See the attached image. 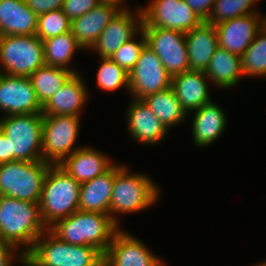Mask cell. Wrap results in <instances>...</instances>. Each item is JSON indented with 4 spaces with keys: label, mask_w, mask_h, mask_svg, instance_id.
I'll return each mask as SVG.
<instances>
[{
    "label": "cell",
    "mask_w": 266,
    "mask_h": 266,
    "mask_svg": "<svg viewBox=\"0 0 266 266\" xmlns=\"http://www.w3.org/2000/svg\"><path fill=\"white\" fill-rule=\"evenodd\" d=\"M42 221L39 203L0 196L1 241L13 245L26 246L19 256L25 266V255L32 249L36 240L46 231Z\"/></svg>",
    "instance_id": "obj_1"
},
{
    "label": "cell",
    "mask_w": 266,
    "mask_h": 266,
    "mask_svg": "<svg viewBox=\"0 0 266 266\" xmlns=\"http://www.w3.org/2000/svg\"><path fill=\"white\" fill-rule=\"evenodd\" d=\"M47 230L63 242L93 246L104 255L119 228L109 214L77 210Z\"/></svg>",
    "instance_id": "obj_2"
},
{
    "label": "cell",
    "mask_w": 266,
    "mask_h": 266,
    "mask_svg": "<svg viewBox=\"0 0 266 266\" xmlns=\"http://www.w3.org/2000/svg\"><path fill=\"white\" fill-rule=\"evenodd\" d=\"M81 184L59 165H50L39 201L40 213L47 228L79 210Z\"/></svg>",
    "instance_id": "obj_3"
},
{
    "label": "cell",
    "mask_w": 266,
    "mask_h": 266,
    "mask_svg": "<svg viewBox=\"0 0 266 266\" xmlns=\"http://www.w3.org/2000/svg\"><path fill=\"white\" fill-rule=\"evenodd\" d=\"M25 255V266H103L104 255L95 247L63 242L49 230Z\"/></svg>",
    "instance_id": "obj_4"
},
{
    "label": "cell",
    "mask_w": 266,
    "mask_h": 266,
    "mask_svg": "<svg viewBox=\"0 0 266 266\" xmlns=\"http://www.w3.org/2000/svg\"><path fill=\"white\" fill-rule=\"evenodd\" d=\"M12 161H43V114H13L0 120Z\"/></svg>",
    "instance_id": "obj_5"
},
{
    "label": "cell",
    "mask_w": 266,
    "mask_h": 266,
    "mask_svg": "<svg viewBox=\"0 0 266 266\" xmlns=\"http://www.w3.org/2000/svg\"><path fill=\"white\" fill-rule=\"evenodd\" d=\"M159 191L148 176L130 174L126 166H117L110 203L111 218L118 225V219L113 217L114 214L134 213L148 208L155 204Z\"/></svg>",
    "instance_id": "obj_6"
},
{
    "label": "cell",
    "mask_w": 266,
    "mask_h": 266,
    "mask_svg": "<svg viewBox=\"0 0 266 266\" xmlns=\"http://www.w3.org/2000/svg\"><path fill=\"white\" fill-rule=\"evenodd\" d=\"M50 165L45 161H12L0 164V196L39 203Z\"/></svg>",
    "instance_id": "obj_7"
},
{
    "label": "cell",
    "mask_w": 266,
    "mask_h": 266,
    "mask_svg": "<svg viewBox=\"0 0 266 266\" xmlns=\"http://www.w3.org/2000/svg\"><path fill=\"white\" fill-rule=\"evenodd\" d=\"M0 62L5 74L29 77L45 65L43 41L36 34L0 36Z\"/></svg>",
    "instance_id": "obj_8"
},
{
    "label": "cell",
    "mask_w": 266,
    "mask_h": 266,
    "mask_svg": "<svg viewBox=\"0 0 266 266\" xmlns=\"http://www.w3.org/2000/svg\"><path fill=\"white\" fill-rule=\"evenodd\" d=\"M80 116L43 115V161L59 165L77 149H72L80 128Z\"/></svg>",
    "instance_id": "obj_9"
},
{
    "label": "cell",
    "mask_w": 266,
    "mask_h": 266,
    "mask_svg": "<svg viewBox=\"0 0 266 266\" xmlns=\"http://www.w3.org/2000/svg\"><path fill=\"white\" fill-rule=\"evenodd\" d=\"M142 30L146 45L157 54L172 77L190 70L185 33L150 26H142Z\"/></svg>",
    "instance_id": "obj_10"
},
{
    "label": "cell",
    "mask_w": 266,
    "mask_h": 266,
    "mask_svg": "<svg viewBox=\"0 0 266 266\" xmlns=\"http://www.w3.org/2000/svg\"><path fill=\"white\" fill-rule=\"evenodd\" d=\"M172 76L157 54L147 45L142 49L133 70L129 73V91L134 99L142 98L171 87Z\"/></svg>",
    "instance_id": "obj_11"
},
{
    "label": "cell",
    "mask_w": 266,
    "mask_h": 266,
    "mask_svg": "<svg viewBox=\"0 0 266 266\" xmlns=\"http://www.w3.org/2000/svg\"><path fill=\"white\" fill-rule=\"evenodd\" d=\"M150 6L140 8L143 25L186 33L204 21L184 0H152Z\"/></svg>",
    "instance_id": "obj_12"
},
{
    "label": "cell",
    "mask_w": 266,
    "mask_h": 266,
    "mask_svg": "<svg viewBox=\"0 0 266 266\" xmlns=\"http://www.w3.org/2000/svg\"><path fill=\"white\" fill-rule=\"evenodd\" d=\"M0 109L5 115L42 113L29 77L0 72Z\"/></svg>",
    "instance_id": "obj_13"
},
{
    "label": "cell",
    "mask_w": 266,
    "mask_h": 266,
    "mask_svg": "<svg viewBox=\"0 0 266 266\" xmlns=\"http://www.w3.org/2000/svg\"><path fill=\"white\" fill-rule=\"evenodd\" d=\"M103 261V266H164L143 242L120 229L107 248Z\"/></svg>",
    "instance_id": "obj_14"
},
{
    "label": "cell",
    "mask_w": 266,
    "mask_h": 266,
    "mask_svg": "<svg viewBox=\"0 0 266 266\" xmlns=\"http://www.w3.org/2000/svg\"><path fill=\"white\" fill-rule=\"evenodd\" d=\"M263 25L264 18L261 19L259 14H247L222 22L215 26L218 47L241 56Z\"/></svg>",
    "instance_id": "obj_15"
},
{
    "label": "cell",
    "mask_w": 266,
    "mask_h": 266,
    "mask_svg": "<svg viewBox=\"0 0 266 266\" xmlns=\"http://www.w3.org/2000/svg\"><path fill=\"white\" fill-rule=\"evenodd\" d=\"M136 14L138 19L132 15L131 11L121 10L102 30L91 49L96 50L100 58H110L125 42L134 38L138 30H142L141 9L138 8Z\"/></svg>",
    "instance_id": "obj_16"
},
{
    "label": "cell",
    "mask_w": 266,
    "mask_h": 266,
    "mask_svg": "<svg viewBox=\"0 0 266 266\" xmlns=\"http://www.w3.org/2000/svg\"><path fill=\"white\" fill-rule=\"evenodd\" d=\"M121 11L112 4L99 3L86 14L71 21V32L82 48L90 49L102 30Z\"/></svg>",
    "instance_id": "obj_17"
},
{
    "label": "cell",
    "mask_w": 266,
    "mask_h": 266,
    "mask_svg": "<svg viewBox=\"0 0 266 266\" xmlns=\"http://www.w3.org/2000/svg\"><path fill=\"white\" fill-rule=\"evenodd\" d=\"M127 120L131 136L145 145L161 142L169 131L142 100L132 101Z\"/></svg>",
    "instance_id": "obj_18"
},
{
    "label": "cell",
    "mask_w": 266,
    "mask_h": 266,
    "mask_svg": "<svg viewBox=\"0 0 266 266\" xmlns=\"http://www.w3.org/2000/svg\"><path fill=\"white\" fill-rule=\"evenodd\" d=\"M59 166L81 184L103 175L113 165L98 150L79 147L78 150L66 157Z\"/></svg>",
    "instance_id": "obj_19"
},
{
    "label": "cell",
    "mask_w": 266,
    "mask_h": 266,
    "mask_svg": "<svg viewBox=\"0 0 266 266\" xmlns=\"http://www.w3.org/2000/svg\"><path fill=\"white\" fill-rule=\"evenodd\" d=\"M207 78V79H205ZM204 71L189 70L172 77L171 87L186 111H196L211 102Z\"/></svg>",
    "instance_id": "obj_20"
},
{
    "label": "cell",
    "mask_w": 266,
    "mask_h": 266,
    "mask_svg": "<svg viewBox=\"0 0 266 266\" xmlns=\"http://www.w3.org/2000/svg\"><path fill=\"white\" fill-rule=\"evenodd\" d=\"M190 70L206 71L218 48V37L214 25L203 22L185 33Z\"/></svg>",
    "instance_id": "obj_21"
},
{
    "label": "cell",
    "mask_w": 266,
    "mask_h": 266,
    "mask_svg": "<svg viewBox=\"0 0 266 266\" xmlns=\"http://www.w3.org/2000/svg\"><path fill=\"white\" fill-rule=\"evenodd\" d=\"M87 89L79 73L73 74L68 81L42 106L43 115H74L87 100Z\"/></svg>",
    "instance_id": "obj_22"
},
{
    "label": "cell",
    "mask_w": 266,
    "mask_h": 266,
    "mask_svg": "<svg viewBox=\"0 0 266 266\" xmlns=\"http://www.w3.org/2000/svg\"><path fill=\"white\" fill-rule=\"evenodd\" d=\"M117 164L103 175L81 183L79 210L110 215V203Z\"/></svg>",
    "instance_id": "obj_23"
},
{
    "label": "cell",
    "mask_w": 266,
    "mask_h": 266,
    "mask_svg": "<svg viewBox=\"0 0 266 266\" xmlns=\"http://www.w3.org/2000/svg\"><path fill=\"white\" fill-rule=\"evenodd\" d=\"M37 17L25 0H0V36L36 34Z\"/></svg>",
    "instance_id": "obj_24"
},
{
    "label": "cell",
    "mask_w": 266,
    "mask_h": 266,
    "mask_svg": "<svg viewBox=\"0 0 266 266\" xmlns=\"http://www.w3.org/2000/svg\"><path fill=\"white\" fill-rule=\"evenodd\" d=\"M192 125L194 143L205 147L222 134L226 127V117L217 104L209 102L196 110Z\"/></svg>",
    "instance_id": "obj_25"
},
{
    "label": "cell",
    "mask_w": 266,
    "mask_h": 266,
    "mask_svg": "<svg viewBox=\"0 0 266 266\" xmlns=\"http://www.w3.org/2000/svg\"><path fill=\"white\" fill-rule=\"evenodd\" d=\"M205 73L210 81L221 88L235 86L244 76L241 56L218 47Z\"/></svg>",
    "instance_id": "obj_26"
},
{
    "label": "cell",
    "mask_w": 266,
    "mask_h": 266,
    "mask_svg": "<svg viewBox=\"0 0 266 266\" xmlns=\"http://www.w3.org/2000/svg\"><path fill=\"white\" fill-rule=\"evenodd\" d=\"M146 106L158 117V119L169 127L179 124L187 116L172 87L166 90L150 94L141 99Z\"/></svg>",
    "instance_id": "obj_27"
},
{
    "label": "cell",
    "mask_w": 266,
    "mask_h": 266,
    "mask_svg": "<svg viewBox=\"0 0 266 266\" xmlns=\"http://www.w3.org/2000/svg\"><path fill=\"white\" fill-rule=\"evenodd\" d=\"M74 69L44 65L33 72L29 78L40 104L43 106L73 75Z\"/></svg>",
    "instance_id": "obj_28"
},
{
    "label": "cell",
    "mask_w": 266,
    "mask_h": 266,
    "mask_svg": "<svg viewBox=\"0 0 266 266\" xmlns=\"http://www.w3.org/2000/svg\"><path fill=\"white\" fill-rule=\"evenodd\" d=\"M43 44L45 65L60 67L67 70H70L68 68V62L73 58L75 51L77 49H83L78 44L71 31L43 40Z\"/></svg>",
    "instance_id": "obj_29"
},
{
    "label": "cell",
    "mask_w": 266,
    "mask_h": 266,
    "mask_svg": "<svg viewBox=\"0 0 266 266\" xmlns=\"http://www.w3.org/2000/svg\"><path fill=\"white\" fill-rule=\"evenodd\" d=\"M241 64L244 76H266V27L264 25L241 55Z\"/></svg>",
    "instance_id": "obj_30"
},
{
    "label": "cell",
    "mask_w": 266,
    "mask_h": 266,
    "mask_svg": "<svg viewBox=\"0 0 266 266\" xmlns=\"http://www.w3.org/2000/svg\"><path fill=\"white\" fill-rule=\"evenodd\" d=\"M255 2L257 0H215L211 13L205 22L216 26L235 17L258 14L259 11L251 10V6H254Z\"/></svg>",
    "instance_id": "obj_31"
},
{
    "label": "cell",
    "mask_w": 266,
    "mask_h": 266,
    "mask_svg": "<svg viewBox=\"0 0 266 266\" xmlns=\"http://www.w3.org/2000/svg\"><path fill=\"white\" fill-rule=\"evenodd\" d=\"M71 31V20L62 9L38 15L36 36L42 41Z\"/></svg>",
    "instance_id": "obj_32"
},
{
    "label": "cell",
    "mask_w": 266,
    "mask_h": 266,
    "mask_svg": "<svg viewBox=\"0 0 266 266\" xmlns=\"http://www.w3.org/2000/svg\"><path fill=\"white\" fill-rule=\"evenodd\" d=\"M101 66L97 72V85L103 90L114 91L119 87L129 88V73L110 58L101 57Z\"/></svg>",
    "instance_id": "obj_33"
},
{
    "label": "cell",
    "mask_w": 266,
    "mask_h": 266,
    "mask_svg": "<svg viewBox=\"0 0 266 266\" xmlns=\"http://www.w3.org/2000/svg\"><path fill=\"white\" fill-rule=\"evenodd\" d=\"M141 40L135 41V38L125 42L111 57L110 59L116 62L126 72L130 73L137 63L140 53L146 45V37L143 30H140Z\"/></svg>",
    "instance_id": "obj_34"
},
{
    "label": "cell",
    "mask_w": 266,
    "mask_h": 266,
    "mask_svg": "<svg viewBox=\"0 0 266 266\" xmlns=\"http://www.w3.org/2000/svg\"><path fill=\"white\" fill-rule=\"evenodd\" d=\"M99 4L98 0H64L62 10L72 21L86 14Z\"/></svg>",
    "instance_id": "obj_35"
},
{
    "label": "cell",
    "mask_w": 266,
    "mask_h": 266,
    "mask_svg": "<svg viewBox=\"0 0 266 266\" xmlns=\"http://www.w3.org/2000/svg\"><path fill=\"white\" fill-rule=\"evenodd\" d=\"M25 2L38 16L49 11L62 9L64 0H25Z\"/></svg>",
    "instance_id": "obj_36"
},
{
    "label": "cell",
    "mask_w": 266,
    "mask_h": 266,
    "mask_svg": "<svg viewBox=\"0 0 266 266\" xmlns=\"http://www.w3.org/2000/svg\"><path fill=\"white\" fill-rule=\"evenodd\" d=\"M191 9L203 20L206 21L211 13L215 0H184Z\"/></svg>",
    "instance_id": "obj_37"
},
{
    "label": "cell",
    "mask_w": 266,
    "mask_h": 266,
    "mask_svg": "<svg viewBox=\"0 0 266 266\" xmlns=\"http://www.w3.org/2000/svg\"><path fill=\"white\" fill-rule=\"evenodd\" d=\"M16 247L0 241V266H12L13 258H16Z\"/></svg>",
    "instance_id": "obj_38"
},
{
    "label": "cell",
    "mask_w": 266,
    "mask_h": 266,
    "mask_svg": "<svg viewBox=\"0 0 266 266\" xmlns=\"http://www.w3.org/2000/svg\"><path fill=\"white\" fill-rule=\"evenodd\" d=\"M11 162L10 141L0 129V164Z\"/></svg>",
    "instance_id": "obj_39"
},
{
    "label": "cell",
    "mask_w": 266,
    "mask_h": 266,
    "mask_svg": "<svg viewBox=\"0 0 266 266\" xmlns=\"http://www.w3.org/2000/svg\"><path fill=\"white\" fill-rule=\"evenodd\" d=\"M99 3H104V4H112L114 6H117L121 10H128L127 7L121 8L122 5L120 6L119 4L123 3L124 0H98ZM120 6V7H119Z\"/></svg>",
    "instance_id": "obj_40"
},
{
    "label": "cell",
    "mask_w": 266,
    "mask_h": 266,
    "mask_svg": "<svg viewBox=\"0 0 266 266\" xmlns=\"http://www.w3.org/2000/svg\"><path fill=\"white\" fill-rule=\"evenodd\" d=\"M256 266H266V262H264V263H260V264H258V265H256Z\"/></svg>",
    "instance_id": "obj_41"
},
{
    "label": "cell",
    "mask_w": 266,
    "mask_h": 266,
    "mask_svg": "<svg viewBox=\"0 0 266 266\" xmlns=\"http://www.w3.org/2000/svg\"><path fill=\"white\" fill-rule=\"evenodd\" d=\"M264 26L266 27V17L264 18Z\"/></svg>",
    "instance_id": "obj_42"
}]
</instances>
